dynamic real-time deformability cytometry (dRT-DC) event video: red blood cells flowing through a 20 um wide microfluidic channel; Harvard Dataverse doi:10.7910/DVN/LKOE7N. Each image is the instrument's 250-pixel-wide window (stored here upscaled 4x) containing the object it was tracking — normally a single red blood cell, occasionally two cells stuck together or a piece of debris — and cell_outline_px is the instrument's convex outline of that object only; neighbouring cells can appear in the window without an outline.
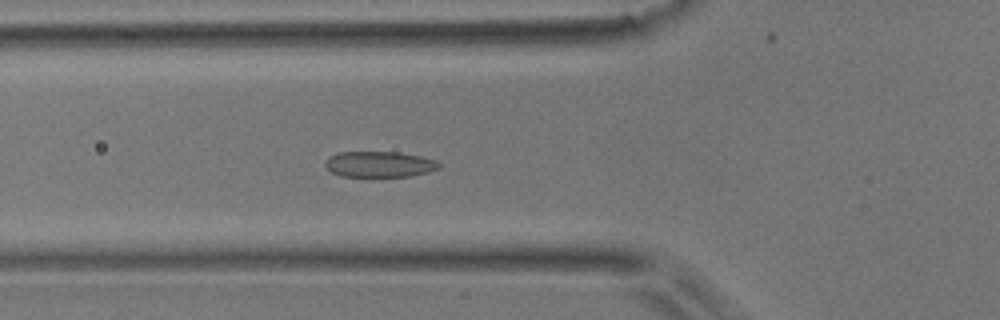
{"species": "common noctule bat (a hibernating species)", "species_latin": "Nyctalus noctula", "temperature_condition": "room temperature", "stored_images_in_passage": 50, "camera_frame_rate_fps": 3000, "um_per_image_px": 0.085, "animal": {"sex": "male", "body_mass_g": 17.9}, "frame": {"image": 1, "passage_image": 17, "time_ms": 5.333, "image_size_px": [1000, 320], "cell_outline_px": [[440, 168], [428, 172], [412, 176], [340, 176], [332, 172], [324, 164], [324, 160], [328, 156], [340, 152], [400, 152], [420, 156], [436, 160], [440, 164]], "centroid_in_image_um": [32.25, 13.95], "position_along_channel_um": 93.6, "area_um2": 17.17}}
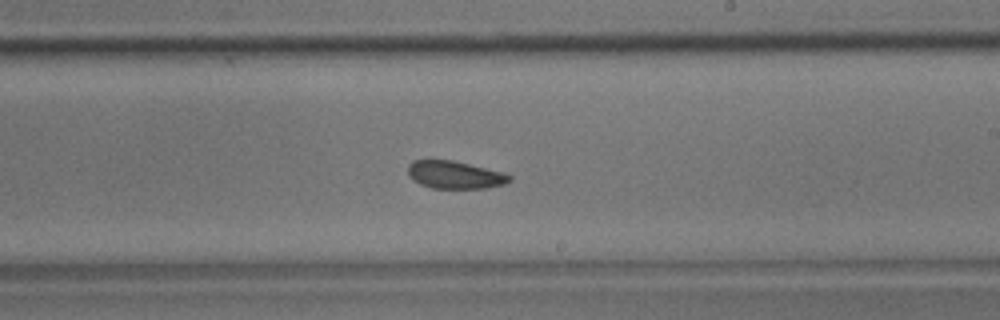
{"frame": {"image": 2, "passage_image": 29, "time_ms": 9.333, "image_size_px": [1000, 320], "cell_outline_px": [[512, 180], [504, 184], [488, 188], [432, 188], [420, 184], [412, 180], [408, 176], [408, 164], [412, 160], [452, 160], [504, 172], [512, 176]], "centroid_in_image_um": [38.66, 14.86], "position_along_channel_um": 250.3, "area_um2": 16.53}}
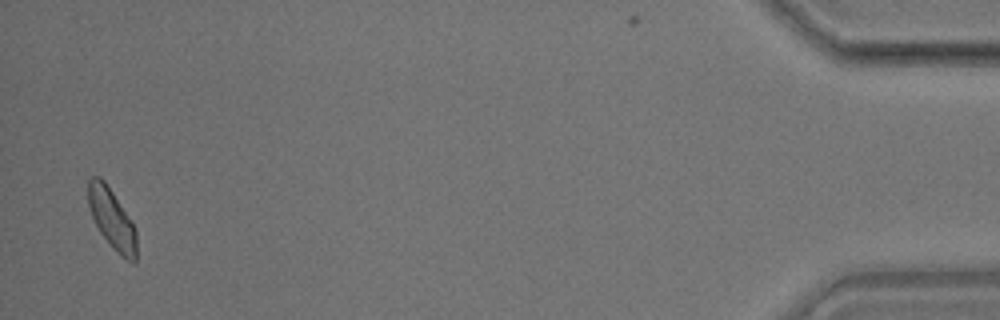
{"frame": {"image": 3, "passage_image": 49, "time_ms": 16.0, "image_size_px": [1000, 320], "cell_outline_px": [[136, 260], [132, 264], [120, 256], [116, 252], [100, 232], [92, 216], [88, 204], [88, 180], [92, 176], [100, 176], [104, 180], [136, 228]], "centroid_in_image_um": [9.51, 18.63], "position_along_channel_um": 425.7, "area_um2": 16.82}, "authors_computed_cell_mechanics": {"area_um2": 17.2244, "velocity_mm_per_s": 3.9096, "shape_relaxation_time_tau1_ms": 2.7061, "shape_relaxation_time_tau2_ms": 1.4307, "deformation_change_tau1": 0.0756, "deformation_change_tau2": 0.0708}}